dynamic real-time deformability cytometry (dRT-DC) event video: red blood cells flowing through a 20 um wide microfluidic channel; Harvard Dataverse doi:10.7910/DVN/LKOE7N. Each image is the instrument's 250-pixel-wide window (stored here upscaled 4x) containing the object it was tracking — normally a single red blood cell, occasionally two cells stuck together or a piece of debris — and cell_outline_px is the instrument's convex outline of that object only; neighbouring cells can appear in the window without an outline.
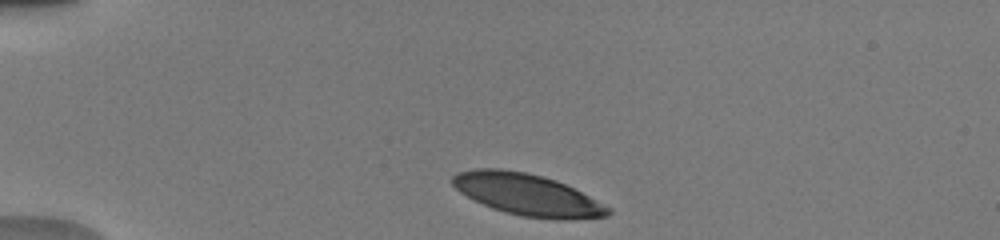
{"species": "human", "species_latin": "Homo sapiens", "temperature_condition": "warm", "stored_images_in_passage": 8, "camera_frame_rate_fps": 3000, "um_per_image_px": 0.085, "donor": {"sex": "male"}, "frame": {"image": 1, "passage_image": 2, "time_ms": 0.333, "image_size_px": [1000, 240], "cell_outline_px": [[612, 212], [608, 216], [560, 220], [556, 220], [524, 216], [504, 212], [492, 208], [460, 192], [452, 184], [452, 176], [456, 172], [476, 168], [500, 168], [528, 172], [544, 176], [556, 180], [612, 208]], "centroid_in_image_um": [44.81, 16.53], "position_along_channel_um": 40.2, "area_um2": 37.63}}